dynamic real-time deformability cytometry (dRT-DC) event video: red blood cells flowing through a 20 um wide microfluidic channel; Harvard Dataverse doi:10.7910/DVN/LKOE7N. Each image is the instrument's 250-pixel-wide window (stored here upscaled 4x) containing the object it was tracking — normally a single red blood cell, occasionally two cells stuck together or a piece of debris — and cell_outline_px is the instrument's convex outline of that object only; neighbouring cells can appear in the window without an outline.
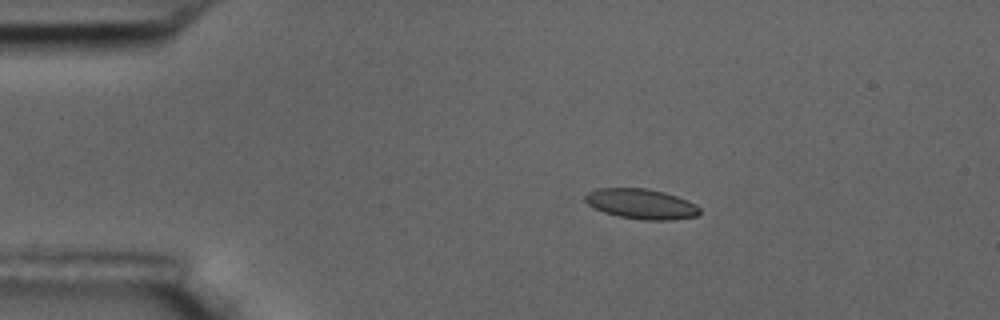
{"species": "common noctule bat (a hibernating species)", "species_latin": "Nyctalus noctula", "temperature_condition": "room temperature", "stored_images_in_passage": 4, "camera_frame_rate_fps": 3000, "um_per_image_px": 0.085, "animal": {"sex": "male", "body_mass_g": 17.5, "forearm_length_mm": 52.3}, "frame": {"image": 1, "passage_image": 3, "time_ms": 2.333, "image_size_px": [1000, 320], "cell_outline_px": [[700, 212], [696, 216], [672, 220], [644, 220], [620, 216], [604, 212], [588, 204], [584, 200], [584, 196], [588, 192], [596, 188], [648, 188], [664, 192], [688, 200], [696, 204], [700, 208]], "centroid_in_image_um": [54.51, 17.32], "position_along_channel_um": 30.5, "area_um2": 20.11}}